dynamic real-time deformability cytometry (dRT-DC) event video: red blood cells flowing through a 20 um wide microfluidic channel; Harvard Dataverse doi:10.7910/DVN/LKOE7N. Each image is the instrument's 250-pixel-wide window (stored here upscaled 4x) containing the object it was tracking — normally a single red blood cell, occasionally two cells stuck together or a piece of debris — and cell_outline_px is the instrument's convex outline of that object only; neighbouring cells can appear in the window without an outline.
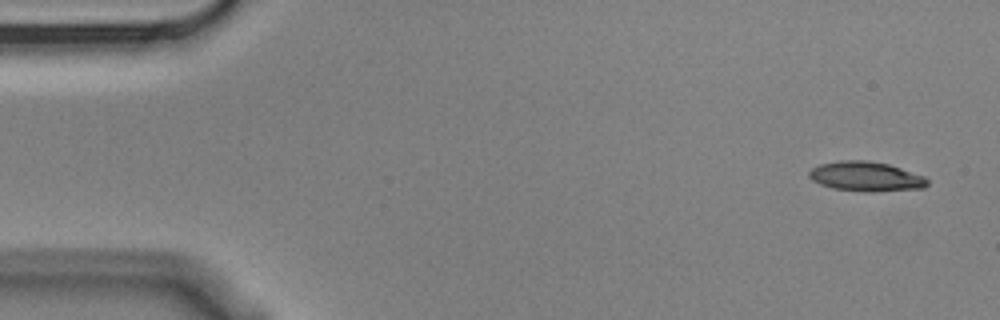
{"species": "Egyptian fruit bat (a non-hibernating species)", "species_latin": "Rousettus aegyptiacus", "temperature_condition": "cold", "stored_images_in_passage": 5, "camera_frame_rate_fps": 3000, "um_per_image_px": 0.085, "animal": {"sex": "male"}, "frame": {"image": 1, "passage_image": 1, "time_ms": 0.0, "image_size_px": [1000, 320], "cell_outline_px": [[928, 184], [924, 188], [872, 192], [864, 192], [832, 188], [820, 184], [812, 180], [808, 176], [808, 172], [812, 168], [820, 164], [840, 160], [864, 160], [888, 164], [924, 176], [928, 180]], "centroid_in_image_um": [73.58, 15.01], "position_along_channel_um": 11.4, "area_um2": 20.46}}
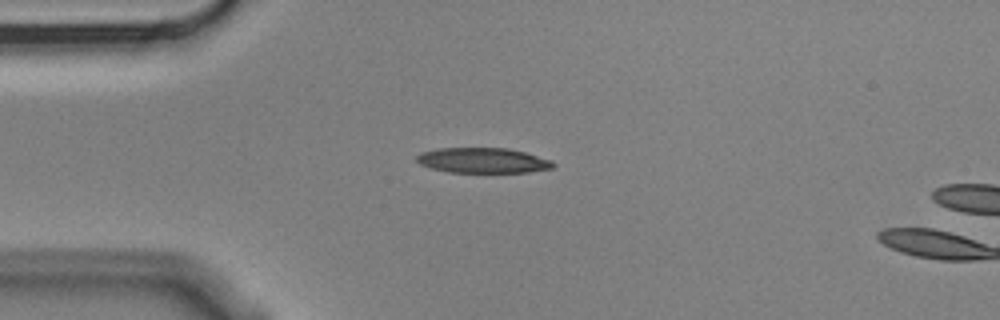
{"frame": {"image": 2, "passage_image": 4, "time_ms": 1.0, "image_size_px": [1000, 320], "cell_outline_px": [[556, 164], [552, 168], [528, 172], [448, 172], [432, 168], [420, 164], [416, 160], [416, 156], [420, 152], [436, 148], [508, 148], [524, 152], [552, 160]], "centroid_in_image_um": [41.03, 13.63], "position_along_channel_um": 44.0, "area_um2": 20.06}}